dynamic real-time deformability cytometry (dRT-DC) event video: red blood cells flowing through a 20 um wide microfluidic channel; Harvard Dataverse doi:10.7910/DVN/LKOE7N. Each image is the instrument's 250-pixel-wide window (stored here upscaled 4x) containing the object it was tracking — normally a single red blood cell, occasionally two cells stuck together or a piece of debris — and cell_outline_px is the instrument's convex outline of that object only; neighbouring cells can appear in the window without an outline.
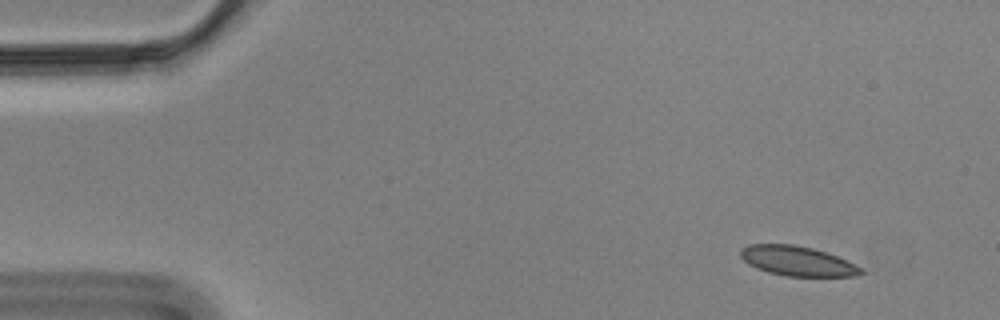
{"species": "Egyptian fruit bat (a non-hibernating species)", "species_latin": "Rousettus aegyptiacus", "temperature_condition": "cold", "stored_images_in_passage": 53, "camera_frame_rate_fps": 3000, "um_per_image_px": 0.085, "animal": {"sex": "male"}, "frame": {"image": 1, "passage_image": 1, "time_ms": 0.0, "image_size_px": [1000, 320], "cell_outline_px": [[864, 272], [856, 276], [788, 276], [768, 272], [756, 268], [748, 264], [740, 256], [740, 248], [748, 244], [792, 244], [812, 248], [836, 256], [860, 268]], "centroid_in_image_um": [67.69, 22.18], "position_along_channel_um": 17.3, "area_um2": 20.58}}
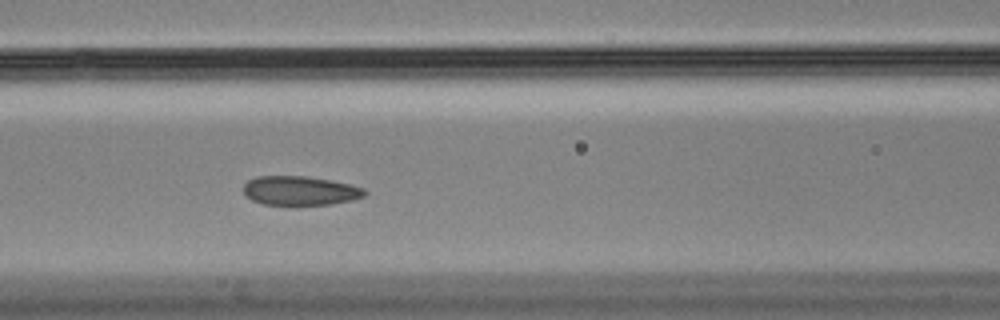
{"frame": {"image": 2, "passage_image": 20, "time_ms": 6.333, "image_size_px": [1000, 320], "cell_outline_px": [[368, 192], [364, 196], [352, 200], [332, 204], [264, 204], [252, 200], [244, 192], [244, 184], [248, 180], [256, 176], [308, 176], [348, 184], [364, 188]], "centroid_in_image_um": [25.51, 16.2], "position_along_channel_um": 141.1, "area_um2": 20.35}}
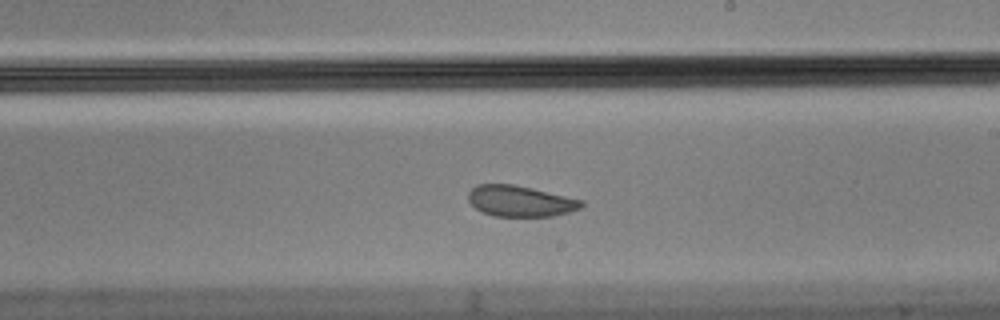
{"frame": {"image": 3, "passage_image": 29, "time_ms": 9.333, "image_size_px": [1000, 320], "cell_outline_px": [[584, 204], [580, 208], [568, 212], [552, 216], [492, 216], [476, 208], [468, 200], [468, 192], [476, 184], [512, 184], [532, 188], [584, 200]], "centroid_in_image_um": [44.22, 17.08], "position_along_channel_um": 244.8, "area_um2": 20.35}, "authors_computed_cell_mechanics": {"area_um2": 22.1374, "velocity_mm_per_s": 3.4685, "shape_relaxation_time_tau1_ms": null, "shape_relaxation_time_tau2_ms": 1.3414, "deformation_change_tau1": null, "deformation_change_tau2": 0.0492}}